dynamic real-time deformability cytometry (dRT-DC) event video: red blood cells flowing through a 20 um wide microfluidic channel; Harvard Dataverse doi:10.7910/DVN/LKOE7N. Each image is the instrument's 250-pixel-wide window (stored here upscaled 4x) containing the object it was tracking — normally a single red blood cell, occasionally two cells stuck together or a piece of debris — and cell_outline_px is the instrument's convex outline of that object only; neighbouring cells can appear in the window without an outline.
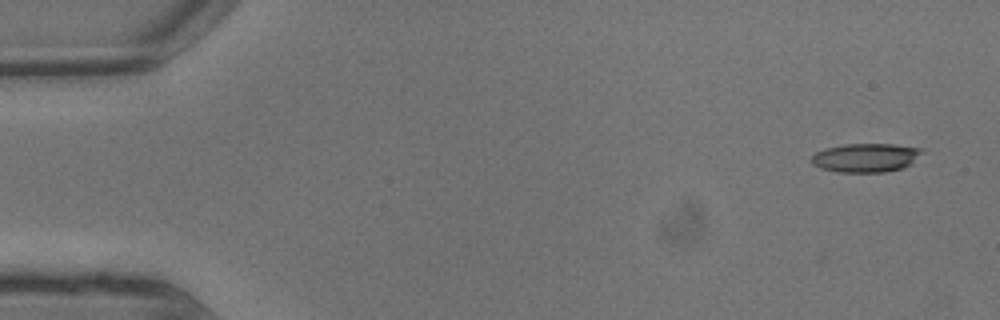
{"species": "common noctule bat (a hibernating species)", "species_latin": "Nyctalus noctula", "temperature_condition": "warm", "stored_images_in_passage": 2, "camera_frame_rate_fps": 3000, "um_per_image_px": 0.085, "animal": {"sex": "male", "body_mass_g": 13.3}, "frame": {"image": 1, "passage_image": 1, "time_ms": 0.0, "image_size_px": [1000, 320], "cell_outline_px": [[924, 152], [912, 164], [904, 168], [884, 172], [836, 172], [820, 168], [812, 164], [812, 156], [816, 152], [828, 148], [844, 144], [892, 144], [924, 148]], "centroid_in_image_um": [73.65, 13.41], "position_along_channel_um": 11.4, "area_um2": 18.73}}